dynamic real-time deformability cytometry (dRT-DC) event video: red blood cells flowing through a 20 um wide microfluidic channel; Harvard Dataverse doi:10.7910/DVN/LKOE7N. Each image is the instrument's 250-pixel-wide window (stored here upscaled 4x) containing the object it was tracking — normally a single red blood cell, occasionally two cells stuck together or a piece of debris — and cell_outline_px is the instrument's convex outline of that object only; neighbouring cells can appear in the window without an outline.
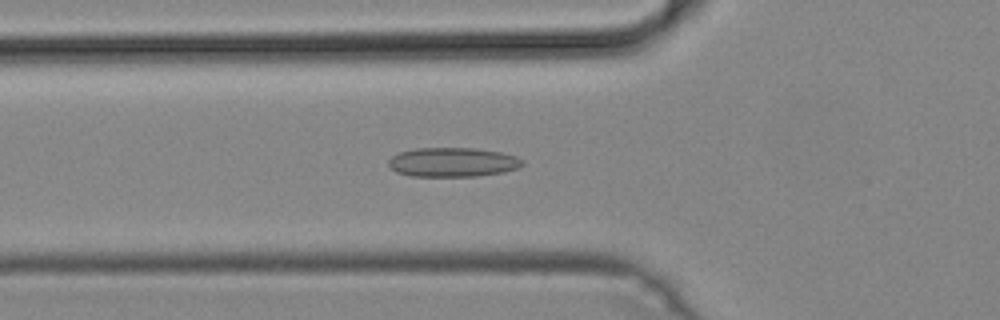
{"species": "common noctule bat (a hibernating species)", "species_latin": "Nyctalus noctula", "temperature_condition": "cold", "stored_images_in_passage": 28, "camera_frame_rate_fps": 3000, "um_per_image_px": 0.085, "animal": {"sex": "male", "body_mass_g": 19.2, "forearm_length_mm": 51.8}, "frame": {"image": 1, "passage_image": 14, "time_ms": 4.333, "image_size_px": [1000, 320], "cell_outline_px": [[524, 164], [520, 168], [504, 172], [476, 176], [412, 176], [396, 172], [388, 164], [388, 160], [392, 156], [400, 152], [416, 148], [472, 148], [500, 152], [516, 156], [524, 160]], "centroid_in_image_um": [38.51, 13.79], "position_along_channel_um": 87.3, "area_um2": 22.89}}
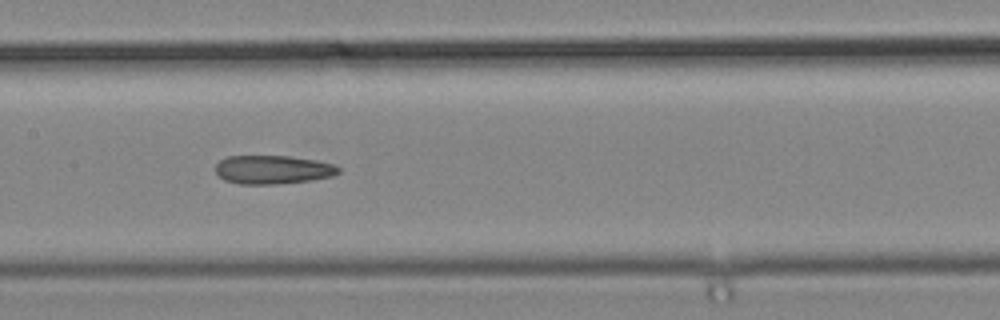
{"frame": {"image": 2, "passage_image": 21, "time_ms": 6.667, "image_size_px": [1000, 320], "cell_outline_px": [[340, 172], [332, 176], [308, 180], [276, 184], [240, 184], [224, 180], [216, 172], [216, 164], [220, 160], [228, 156], [288, 156], [316, 160], [332, 164], [340, 168]], "centroid_in_image_um": [23.17, 14.41], "position_along_channel_um": 184.2, "area_um2": 20.35}}
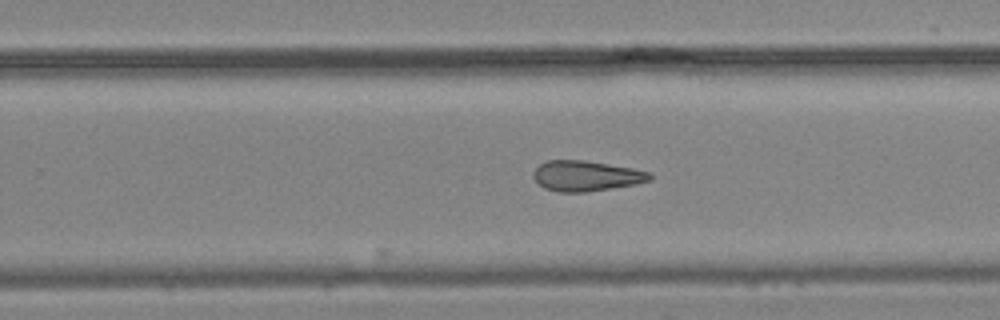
{"frame": {"image": 3, "passage_image": 28, "time_ms": 9.0, "image_size_px": [1000, 320], "cell_outline_px": [[652, 180], [636, 184], [584, 192], [560, 192], [544, 188], [532, 176], [532, 172], [544, 160], [584, 160], [632, 168], [652, 172]], "centroid_in_image_um": [49.82, 14.94], "position_along_channel_um": 280.0, "area_um2": 20.63}}